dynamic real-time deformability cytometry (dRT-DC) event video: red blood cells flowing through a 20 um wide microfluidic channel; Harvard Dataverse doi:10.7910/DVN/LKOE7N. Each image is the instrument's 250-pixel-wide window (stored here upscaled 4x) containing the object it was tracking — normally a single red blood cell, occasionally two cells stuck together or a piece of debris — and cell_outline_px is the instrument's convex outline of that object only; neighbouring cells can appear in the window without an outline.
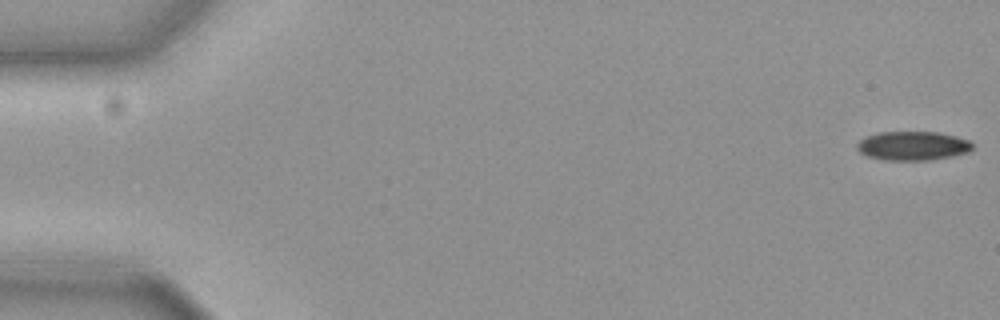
{"species": "common noctule bat (a hibernating species)", "species_latin": "Nyctalus noctula", "temperature_condition": "cold", "stored_images_in_passage": 18, "camera_frame_rate_fps": 3000, "um_per_image_px": 0.085, "animal": {"sex": "female", "body_mass_g": 19.3, "forearm_length_mm": 54.1}, "frame": {"image": 1, "passage_image": 1, "time_ms": 0.0, "image_size_px": [1000, 320], "cell_outline_px": [[972, 148], [968, 152], [952, 156], [928, 160], [884, 160], [868, 156], [860, 152], [856, 148], [856, 144], [860, 140], [868, 136], [880, 132], [940, 132], [956, 136], [968, 140], [972, 144]], "centroid_in_image_um": [77.58, 12.39], "position_along_channel_um": 7.4, "area_um2": 19.42}}
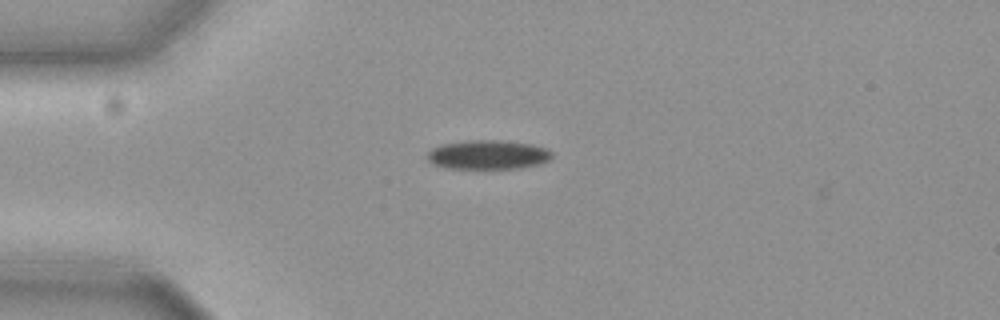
{"frame": {"image": 2, "passage_image": 15, "time_ms": 4.667, "image_size_px": [1000, 320], "cell_outline_px": [[552, 156], [548, 160], [540, 164], [520, 168], [448, 168], [432, 164], [428, 160], [428, 152], [432, 148], [444, 144], [472, 140], [500, 140], [528, 144], [544, 148], [552, 152]], "centroid_in_image_um": [41.47, 13.16], "position_along_channel_um": 43.5, "area_um2": 20.87}}